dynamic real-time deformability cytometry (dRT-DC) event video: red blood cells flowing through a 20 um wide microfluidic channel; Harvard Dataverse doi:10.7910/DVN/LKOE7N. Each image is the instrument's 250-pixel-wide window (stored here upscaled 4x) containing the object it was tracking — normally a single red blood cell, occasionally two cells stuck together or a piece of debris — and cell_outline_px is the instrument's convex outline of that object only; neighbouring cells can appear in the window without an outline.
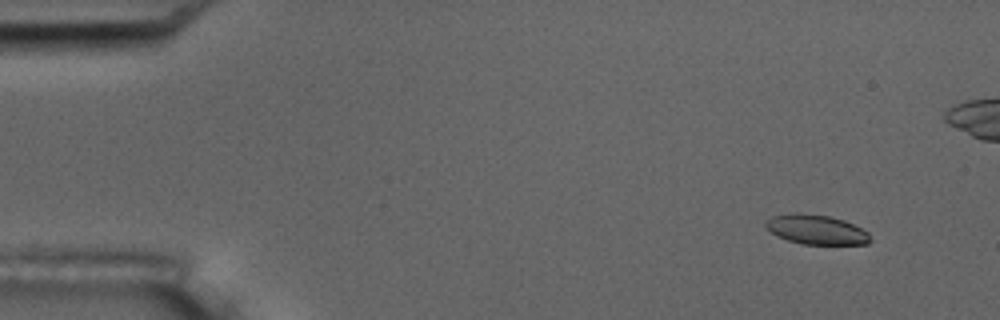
{"species": "common noctule bat (a hibernating species)", "species_latin": "Nyctalus noctula", "temperature_condition": "room temperature", "stored_images_in_passage": 6, "camera_frame_rate_fps": 3000, "um_per_image_px": 0.085, "animal": {"sex": "male", "body_mass_g": 17.5, "forearm_length_mm": 52.3}, "frame": {"image": 1, "passage_image": 1, "time_ms": 0.0, "image_size_px": [1000, 320], "cell_outline_px": [[872, 240], [868, 244], [800, 244], [776, 236], [764, 224], [772, 216], [792, 212], [796, 212], [828, 216], [844, 220], [868, 232]], "centroid_in_image_um": [69.38, 19.51], "position_along_channel_um": 15.6, "area_um2": 17.98}}